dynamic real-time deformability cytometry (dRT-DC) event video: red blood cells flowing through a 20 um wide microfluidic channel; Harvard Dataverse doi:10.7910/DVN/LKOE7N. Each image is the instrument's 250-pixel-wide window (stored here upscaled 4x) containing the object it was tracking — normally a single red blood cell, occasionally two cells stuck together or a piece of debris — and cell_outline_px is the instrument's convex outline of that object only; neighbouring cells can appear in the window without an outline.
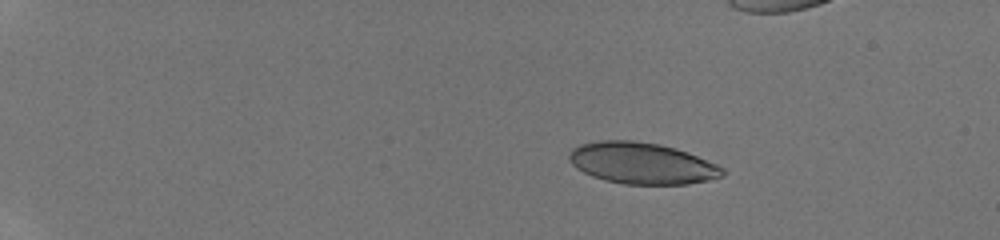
{"species": "human", "species_latin": "Homo sapiens", "temperature_condition": "room temperature", "stored_images_in_passage": 8, "camera_frame_rate_fps": 3000, "um_per_image_px": 0.085, "donor": {"sex": "male"}, "frame": {"image": 1, "passage_image": 3, "time_ms": 2.0, "image_size_px": [1000, 240], "cell_outline_px": [[724, 176], [708, 180], [688, 184], [624, 184], [604, 180], [592, 176], [576, 168], [568, 160], [568, 152], [572, 148], [580, 144], [600, 140], [632, 140], [660, 144], [676, 148], [688, 152], [716, 164], [724, 168]], "centroid_in_image_um": [54.54, 13.87], "position_along_channel_um": 30.5, "area_um2": 37.22}}
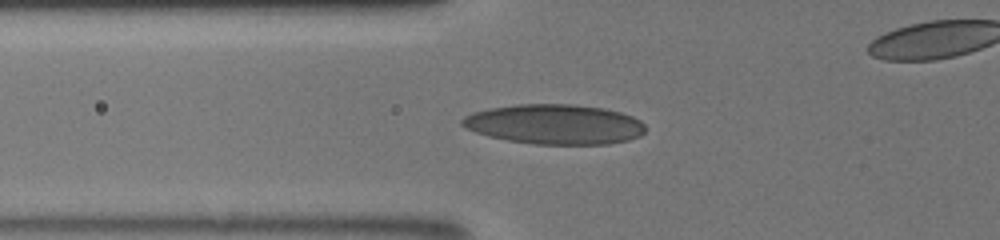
{"frame": {"image": 2, "passage_image": 7, "time_ms": 6.0, "image_size_px": [1000, 240], "cell_outline_px": [[644, 132], [640, 136], [628, 140], [608, 144], [536, 144], [508, 140], [488, 136], [476, 132], [460, 124], [460, 120], [464, 116], [472, 112], [488, 108], [516, 104], [572, 104], [604, 108], [620, 112], [632, 116], [640, 120], [644, 124]], "centroid_in_image_um": [47.13, 10.55], "position_along_channel_um": 78.7, "area_um2": 42.66}}